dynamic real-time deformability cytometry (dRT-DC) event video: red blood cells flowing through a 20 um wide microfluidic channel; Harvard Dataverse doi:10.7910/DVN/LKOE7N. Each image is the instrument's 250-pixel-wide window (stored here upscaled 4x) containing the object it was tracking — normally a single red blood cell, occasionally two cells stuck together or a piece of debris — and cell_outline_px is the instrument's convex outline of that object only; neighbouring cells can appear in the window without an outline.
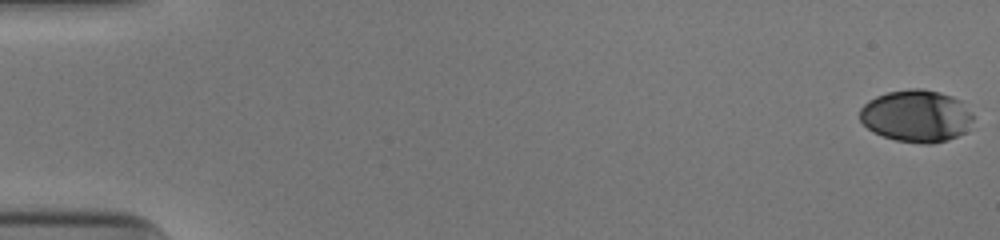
{"species": "human", "species_latin": "Homo sapiens", "temperature_condition": "cold", "stored_images_in_passage": 53, "camera_frame_rate_fps": 3000, "um_per_image_px": 0.085, "donor": {"sex": "male"}, "frame": {"image": 1, "passage_image": 1, "time_ms": 0.0, "image_size_px": [1000, 240], "cell_outline_px": [[972, 120], [964, 132], [948, 140], [932, 144], [924, 144], [896, 140], [872, 132], [860, 120], [860, 108], [868, 100], [876, 96], [888, 92], [908, 88], [924, 88], [940, 92], [952, 96], [960, 100], [972, 112]], "centroid_in_image_um": [77.88, 9.84], "position_along_channel_um": 7.1, "area_um2": 34.56}}
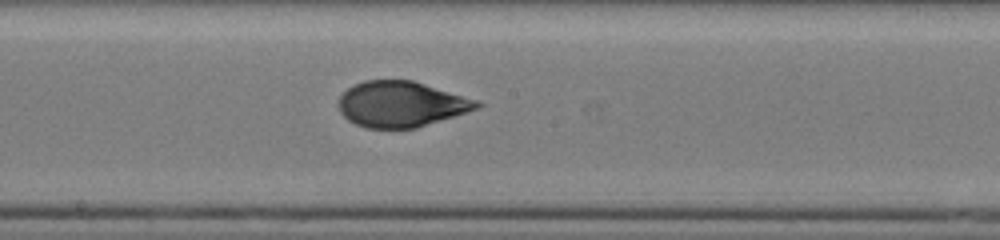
{"frame": {"image": 2, "passage_image": 30, "time_ms": 9.667, "image_size_px": [1000, 240], "cell_outline_px": [[484, 104], [480, 108], [416, 128], [368, 128], [356, 124], [348, 120], [340, 112], [340, 96], [352, 84], [364, 80], [412, 80], [480, 100]], "centroid_in_image_um": [34.14, 8.84], "position_along_channel_um": 214.1, "area_um2": 36.88}}
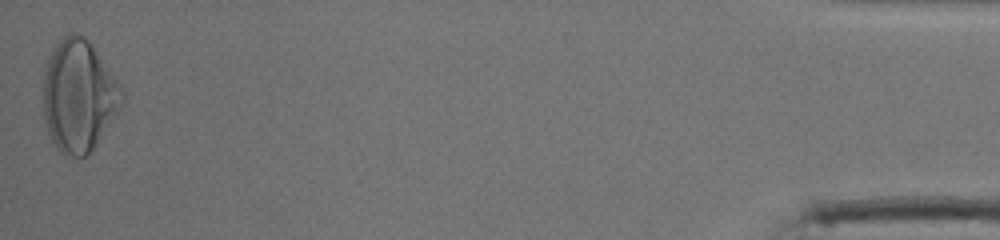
{"frame": {"image": 3, "passage_image": 53, "time_ms": 17.333, "image_size_px": [1000, 240], "cell_outline_px": [[124, 104], [92, 148], [84, 156], [64, 156], [56, 148], [48, 132], [44, 120], [44, 72], [48, 60], [56, 44], [64, 36], [72, 32], [76, 32], [84, 36], [88, 40], [124, 92]], "centroid_in_image_um": [6.68, 8.16], "position_along_channel_um": 428.5, "area_um2": 50.63}, "authors_computed_cell_mechanics": {"area_um2": 36.9342, "velocity_mm_per_s": 3.9377, "shape_relaxation_time_tau1_ms": 6.4837, "shape_relaxation_time_tau2_ms": 0.824, "deformation_change_tau1": 0.2144, "deformation_change_tau2": 0.0527}}